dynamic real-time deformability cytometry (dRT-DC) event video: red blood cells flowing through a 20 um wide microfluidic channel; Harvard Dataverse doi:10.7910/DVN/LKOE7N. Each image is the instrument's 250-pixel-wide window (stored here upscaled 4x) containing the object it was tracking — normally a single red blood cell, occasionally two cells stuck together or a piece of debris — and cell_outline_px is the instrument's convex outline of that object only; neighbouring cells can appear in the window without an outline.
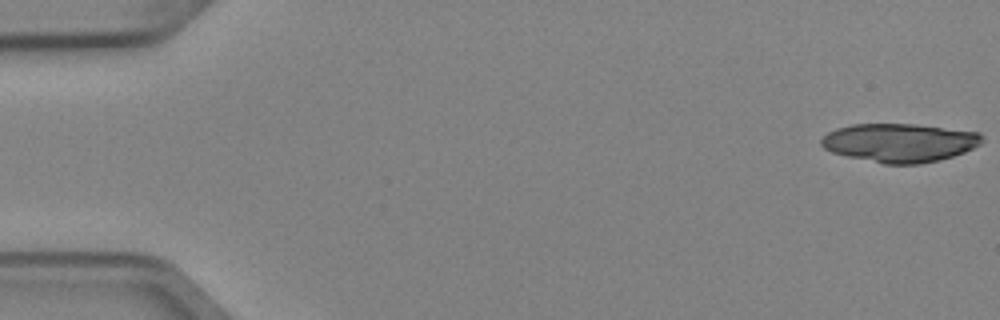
{"species": "Egyptian fruit bat (a non-hibernating species)", "species_latin": "Rousettus aegyptiacus", "temperature_condition": "cold", "stored_images_in_passage": 5, "camera_frame_rate_fps": 3000, "um_per_image_px": 0.085, "animal": {"sex": "female"}, "frame": {"image": 1, "passage_image": 1, "time_ms": 0.0, "image_size_px": [1000, 320], "cell_outline_px": [[984, 140], [980, 144], [964, 152], [940, 160], [920, 164], [884, 164], [848, 156], [832, 152], [824, 148], [820, 144], [820, 140], [828, 132], [836, 128], [852, 124], [912, 124], [980, 132], [984, 136]], "centroid_in_image_um": [76.47, 12.13], "position_along_channel_um": 8.5, "area_um2": 36.18}}